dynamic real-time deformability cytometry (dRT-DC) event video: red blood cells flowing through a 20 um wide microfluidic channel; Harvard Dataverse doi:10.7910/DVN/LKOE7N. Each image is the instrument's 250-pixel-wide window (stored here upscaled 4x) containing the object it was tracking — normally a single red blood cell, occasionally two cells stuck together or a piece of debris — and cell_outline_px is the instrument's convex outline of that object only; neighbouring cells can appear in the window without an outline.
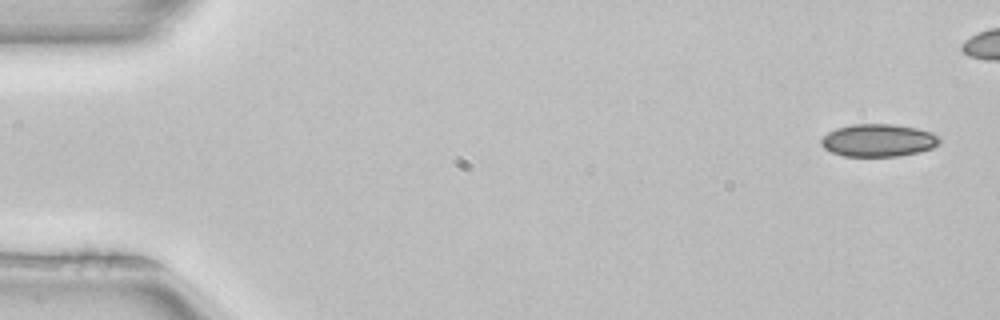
{"species": "common noctule bat (a hibernating species)", "species_latin": "Nyctalus noctula", "temperature_condition": "room temperature", "stored_images_in_passage": 6, "camera_frame_rate_fps": 3000, "um_per_image_px": 0.085, "animal": {"sex": "female", "body_mass_g": 22.7, "forearm_length_mm": 54.2}, "frame": {"image": 1, "passage_image": 1, "time_ms": 0.0, "image_size_px": [1000, 320], "cell_outline_px": [[940, 144], [932, 148], [920, 152], [900, 156], [844, 156], [832, 152], [824, 148], [820, 144], [820, 140], [828, 132], [836, 128], [852, 124], [892, 124], [916, 128], [932, 132], [940, 136]], "centroid_in_image_um": [74.68, 11.93], "position_along_channel_um": 10.3, "area_um2": 22.66}}